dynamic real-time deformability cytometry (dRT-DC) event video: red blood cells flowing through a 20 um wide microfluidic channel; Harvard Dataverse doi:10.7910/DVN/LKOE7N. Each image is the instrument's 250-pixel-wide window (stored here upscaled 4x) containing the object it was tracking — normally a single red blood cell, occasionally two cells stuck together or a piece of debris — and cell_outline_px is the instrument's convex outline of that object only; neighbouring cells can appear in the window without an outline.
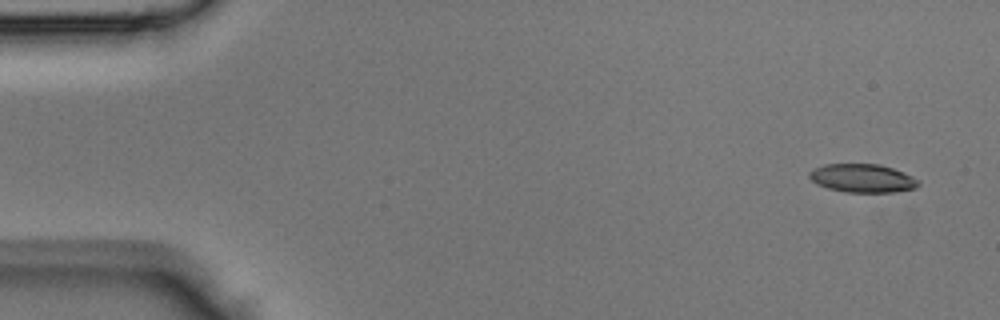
{"species": "Egyptian fruit bat (a non-hibernating species)", "species_latin": "Rousettus aegyptiacus", "temperature_condition": "room temperature", "stored_images_in_passage": 42, "camera_frame_rate_fps": 3000, "um_per_image_px": 0.085, "animal": {"sex": "male"}, "frame": {"image": 1, "passage_image": 1, "time_ms": 0.0, "image_size_px": [1000, 320], "cell_outline_px": [[920, 184], [916, 188], [896, 192], [844, 192], [828, 188], [816, 184], [808, 176], [808, 172], [824, 164], [876, 164], [892, 168], [912, 176], [920, 180]], "centroid_in_image_um": [73.31, 15.16], "position_along_channel_um": 11.7, "area_um2": 18.09}}
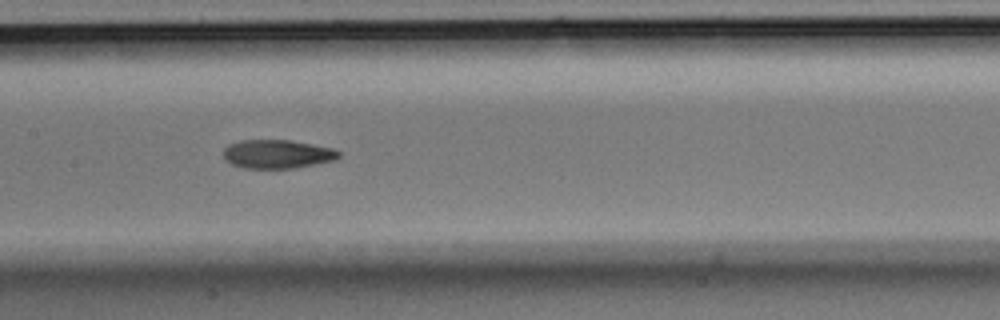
{"frame": {"image": 2, "passage_image": 20, "time_ms": 6.333, "image_size_px": [1000, 320], "cell_outline_px": [[340, 156], [336, 160], [292, 168], [244, 168], [232, 164], [224, 160], [224, 148], [228, 144], [240, 140], [292, 140], [332, 148], [340, 152]], "centroid_in_image_um": [23.55, 13.09], "position_along_channel_um": 183.8, "area_um2": 19.31}}
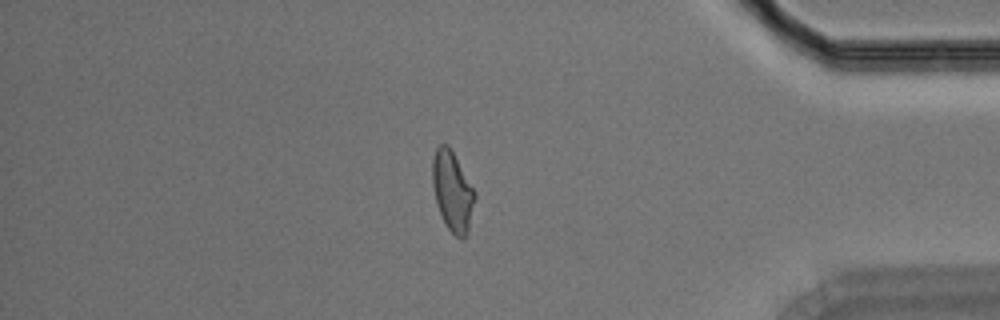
{"frame": {"image": 3, "passage_image": 36, "time_ms": 11.667, "image_size_px": [1000, 320], "cell_outline_px": [[476, 196], [468, 232], [460, 240], [448, 228], [440, 212], [436, 200], [432, 184], [432, 160], [436, 148], [440, 144], [448, 144], [476, 192]], "centroid_in_image_um": [38.46, 16.24], "position_along_channel_um": 396.7, "area_um2": 19.54}}